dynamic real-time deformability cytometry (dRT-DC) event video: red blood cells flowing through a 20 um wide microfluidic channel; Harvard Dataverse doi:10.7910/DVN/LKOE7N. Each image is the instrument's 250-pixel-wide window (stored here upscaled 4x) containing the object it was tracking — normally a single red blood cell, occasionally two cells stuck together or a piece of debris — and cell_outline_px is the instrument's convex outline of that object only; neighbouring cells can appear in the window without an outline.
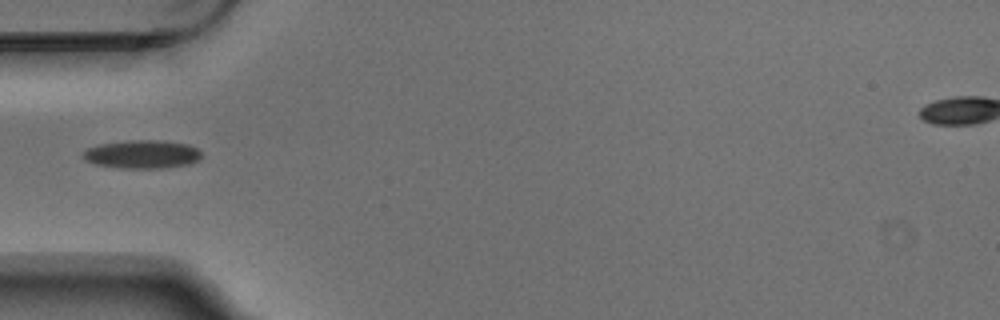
{"species": "Egyptian fruit bat (a non-hibernating species)", "species_latin": "Rousettus aegyptiacus", "temperature_condition": "warm", "stored_images_in_passage": 1, "camera_frame_rate_fps": 3000, "um_per_image_px": 0.085, "animal": {"sex": "male"}, "frame": {"image": 1, "passage_image": 1, "time_ms": 0.0, "image_size_px": [1000, 320], "cell_outline_px": [[200, 156], [196, 160], [188, 164], [160, 168], [120, 168], [96, 164], [88, 160], [84, 156], [84, 152], [88, 148], [100, 144], [132, 140], [164, 140], [188, 144], [196, 148], [200, 152]], "centroid_in_image_um": [12.1, 13.1], "position_along_channel_um": 72.9, "area_um2": 19.19}}